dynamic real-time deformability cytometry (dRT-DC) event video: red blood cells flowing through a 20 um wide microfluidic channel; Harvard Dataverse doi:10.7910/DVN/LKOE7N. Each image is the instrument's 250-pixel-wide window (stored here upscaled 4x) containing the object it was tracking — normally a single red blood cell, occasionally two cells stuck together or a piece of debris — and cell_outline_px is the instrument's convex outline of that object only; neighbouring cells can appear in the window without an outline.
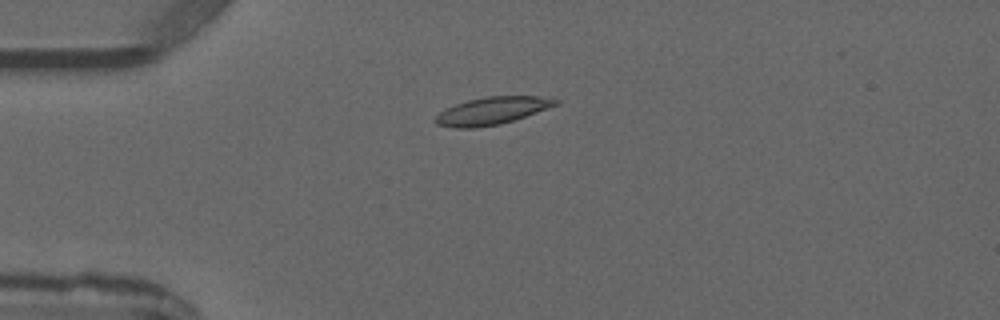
{"species": "common noctule bat (a hibernating species)", "species_latin": "Nyctalus noctula", "temperature_condition": "warm", "stored_images_in_passage": 5, "camera_frame_rate_fps": 3000, "um_per_image_px": 0.085, "animal": {"sex": "male", "forearm_length_mm": 52.5}, "frame": {"image": 1, "passage_image": 4, "time_ms": 3.333, "image_size_px": [1000, 320], "cell_outline_px": [[560, 104], [516, 120], [500, 124], [476, 128], [452, 128], [436, 124], [432, 120], [440, 112], [456, 104], [468, 100], [488, 96], [540, 96], [560, 100]], "centroid_in_image_um": [41.85, 9.43], "position_along_channel_um": 43.2, "area_um2": 19.42}}
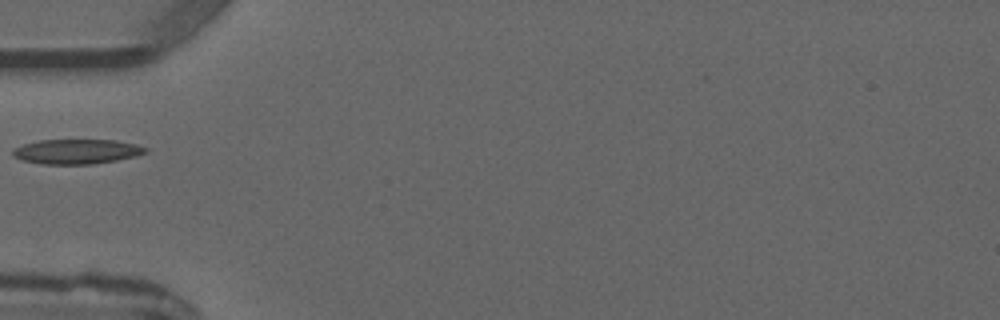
{"frame": {"image": 2, "passage_image": 5, "time_ms": 4.667, "image_size_px": [1000, 320], "cell_outline_px": [[148, 152], [136, 156], [116, 160], [92, 164], [40, 164], [24, 160], [12, 156], [12, 152], [16, 148], [24, 144], [40, 140], [116, 140], [136, 144], [148, 148]], "centroid_in_image_um": [6.55, 12.88], "position_along_channel_um": 78.4, "area_um2": 19.07}}